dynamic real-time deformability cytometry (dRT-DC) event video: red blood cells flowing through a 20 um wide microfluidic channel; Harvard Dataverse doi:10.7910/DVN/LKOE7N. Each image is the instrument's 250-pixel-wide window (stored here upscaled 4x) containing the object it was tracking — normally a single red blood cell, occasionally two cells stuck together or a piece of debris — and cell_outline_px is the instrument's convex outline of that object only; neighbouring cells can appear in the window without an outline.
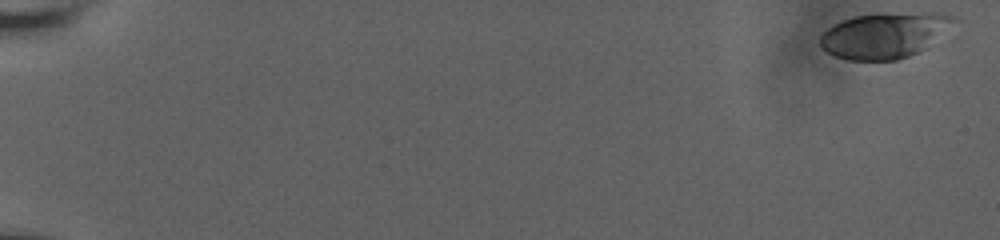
{"species": "human", "species_latin": "Homo sapiens", "temperature_condition": "room temperature", "stored_images_in_passage": 26, "camera_frame_rate_fps": 3000, "um_per_image_px": 0.085, "donor": {"sex": "male"}, "frame": {"image": 1, "passage_image": 1, "time_ms": 0.0, "image_size_px": [1000, 240], "cell_outline_px": [[964, 20], [928, 48], [908, 56], [896, 60], [848, 60], [836, 56], [820, 48], [820, 32], [844, 20], [856, 16], [884, 12], [948, 12]], "centroid_in_image_um": [75.36, 2.96], "position_along_channel_um": 9.6, "area_um2": 36.93}}
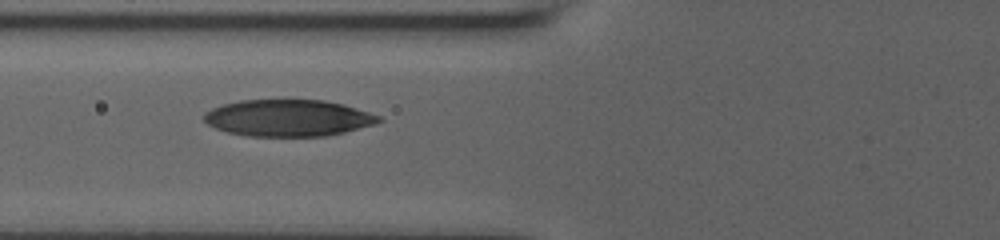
{"frame": {"image": 2, "passage_image": 19, "time_ms": 8.0, "image_size_px": [1000, 240], "cell_outline_px": [[384, 120], [372, 124], [344, 132], [324, 136], [248, 136], [228, 132], [216, 128], [208, 124], [204, 120], [204, 112], [212, 108], [224, 104], [240, 100], [324, 100], [344, 104], [380, 116]], "centroid_in_image_um": [24.48, 10.02], "position_along_channel_um": 101.3, "area_um2": 37.17}}
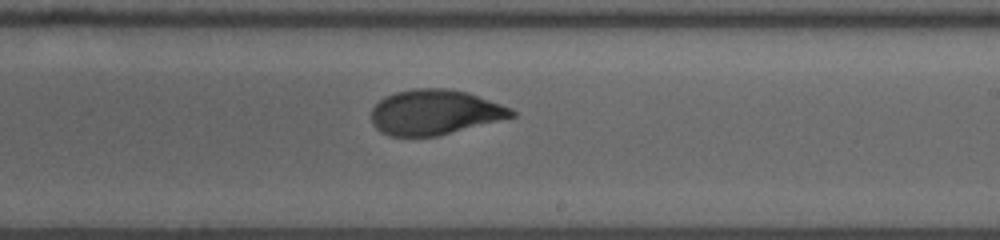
{"frame": {"image": 3, "passage_image": 26, "time_ms": 12.0, "image_size_px": [1000, 240], "cell_outline_px": [[516, 116], [436, 136], [392, 136], [380, 132], [372, 124], [372, 108], [384, 96], [396, 92], [416, 88], [448, 88], [468, 92], [512, 108], [516, 112]], "centroid_in_image_um": [36.95, 9.53], "position_along_channel_um": 252.1, "area_um2": 36.76}}